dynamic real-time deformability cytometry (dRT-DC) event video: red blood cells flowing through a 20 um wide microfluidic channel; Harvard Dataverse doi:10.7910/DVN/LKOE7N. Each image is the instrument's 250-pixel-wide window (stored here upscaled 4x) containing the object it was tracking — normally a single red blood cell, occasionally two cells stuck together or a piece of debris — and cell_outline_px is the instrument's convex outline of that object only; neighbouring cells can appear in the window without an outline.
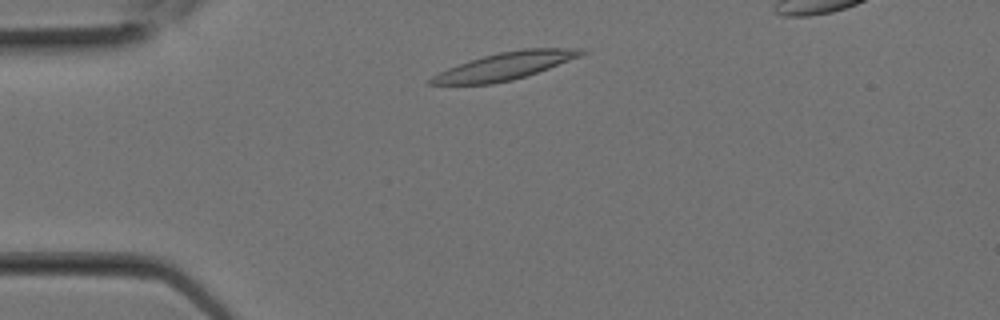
{"species": "Egyptian fruit bat (a non-hibernating species)", "species_latin": "Rousettus aegyptiacus", "temperature_condition": "room temperature", "stored_images_in_passage": 4, "camera_frame_rate_fps": 3000, "um_per_image_px": 0.085, "animal": {"sex": "female"}, "frame": {"image": 1, "passage_image": 1, "time_ms": 0.0, "image_size_px": [1000, 320], "cell_outline_px": [[588, 52], [580, 56], [548, 68], [512, 80], [492, 84], [428, 84], [428, 80], [432, 76], [448, 68], [484, 56], [500, 52], [524, 48], [584, 48]], "centroid_in_image_um": [42.95, 5.6], "position_along_channel_um": 42.0, "area_um2": 23.52}}
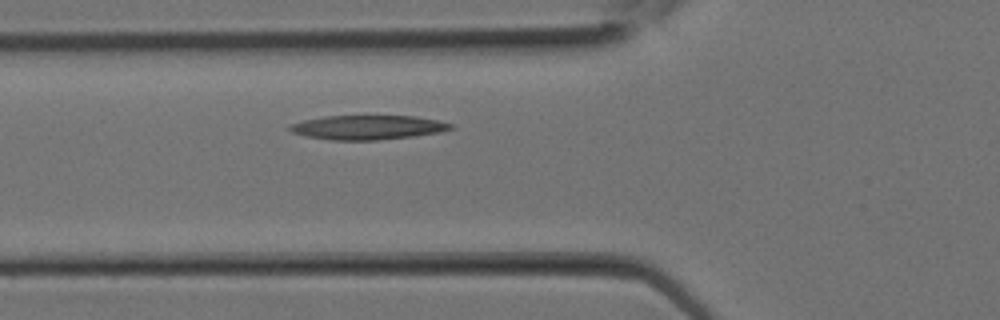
{"frame": {"image": 2, "passage_image": 4, "time_ms": 1.0, "image_size_px": [1000, 320], "cell_outline_px": [[456, 128], [440, 132], [412, 136], [380, 140], [328, 140], [308, 136], [292, 132], [288, 128], [288, 124], [304, 120], [324, 116], [416, 116], [436, 120], [452, 124]], "centroid_in_image_um": [31.25, 10.83], "position_along_channel_um": 94.5, "area_um2": 22.77}}